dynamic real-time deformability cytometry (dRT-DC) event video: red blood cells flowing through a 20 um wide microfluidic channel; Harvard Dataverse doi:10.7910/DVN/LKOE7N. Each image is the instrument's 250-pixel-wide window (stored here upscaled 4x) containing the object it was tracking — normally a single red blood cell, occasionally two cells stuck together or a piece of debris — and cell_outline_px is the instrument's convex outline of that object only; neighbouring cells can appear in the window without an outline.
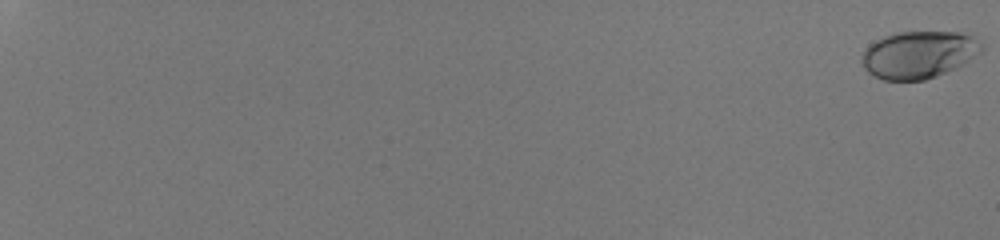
{"species": "human", "species_latin": "Homo sapiens", "temperature_condition": "room temperature", "stored_images_in_passage": 45, "camera_frame_rate_fps": 3000, "um_per_image_px": 0.085, "donor": {"sex": "male"}, "frame": {"image": 1, "passage_image": 1, "time_ms": 0.0, "image_size_px": [1000, 240], "cell_outline_px": [[984, 52], [964, 64], [956, 68], [936, 76], [924, 80], [884, 80], [868, 72], [864, 68], [860, 60], [868, 44], [884, 36], [896, 32], [960, 32], [972, 36], [984, 44]], "centroid_in_image_um": [78.13, 4.64], "position_along_channel_um": 6.9, "area_um2": 33.35}}
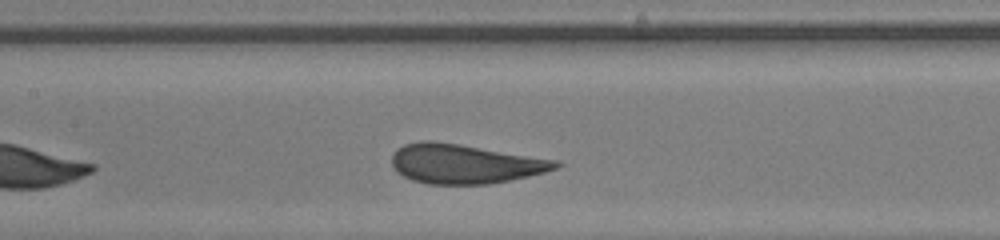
{"frame": {"image": 2, "passage_image": 29, "time_ms": 9.333, "image_size_px": [1000, 240], "cell_outline_px": [[564, 164], [556, 168], [544, 172], [528, 176], [488, 184], [428, 184], [412, 180], [396, 172], [392, 168], [392, 152], [396, 148], [404, 144], [420, 140], [432, 140], [460, 144], [560, 160]], "centroid_in_image_um": [39.48, 13.91], "position_along_channel_um": 167.9, "area_um2": 37.97}}
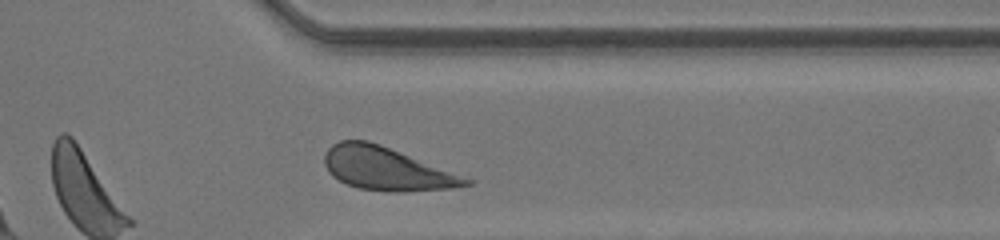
{"frame": {"image": 3, "passage_image": 44, "time_ms": 14.333, "image_size_px": [1000, 240], "cell_outline_px": [[472, 184], [452, 188], [404, 192], [388, 192], [360, 188], [348, 184], [332, 176], [328, 172], [324, 164], [324, 156], [328, 148], [332, 144], [340, 140], [368, 140], [380, 144], [472, 180]], "centroid_in_image_um": [32.8, 14.34], "position_along_channel_um": 378.6, "area_um2": 35.08}, "authors_computed_cell_mechanics": {"area_um2": 36.6452, "velocity_mm_per_s": 4.1972, "shape_relaxation_time_tau1_ms": 2.3494, "shape_relaxation_time_tau2_ms": null, "deformation_change_tau1": 0.1026, "deformation_change_tau2": null}}